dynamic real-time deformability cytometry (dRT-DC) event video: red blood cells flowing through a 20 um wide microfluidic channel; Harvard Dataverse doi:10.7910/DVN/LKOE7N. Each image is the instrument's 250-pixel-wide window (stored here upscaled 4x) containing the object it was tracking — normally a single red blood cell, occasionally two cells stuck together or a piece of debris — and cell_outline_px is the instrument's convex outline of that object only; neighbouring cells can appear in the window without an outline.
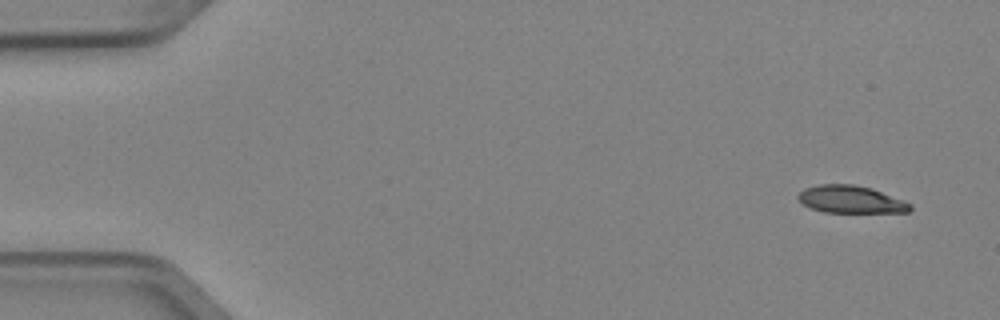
{"species": "Egyptian fruit bat (a non-hibernating species)", "species_latin": "Rousettus aegyptiacus", "temperature_condition": "cold", "stored_images_in_passage": 5, "camera_frame_rate_fps": 3000, "um_per_image_px": 0.085, "animal": {"sex": "female"}, "frame": {"image": 1, "passage_image": 1, "time_ms": 0.0, "image_size_px": [1000, 320], "cell_outline_px": [[912, 208], [908, 212], [824, 212], [812, 208], [804, 204], [796, 196], [804, 188], [820, 184], [852, 184], [872, 188], [904, 200], [912, 204]], "centroid_in_image_um": [72.34, 16.94], "position_along_channel_um": 12.7, "area_um2": 17.86}}
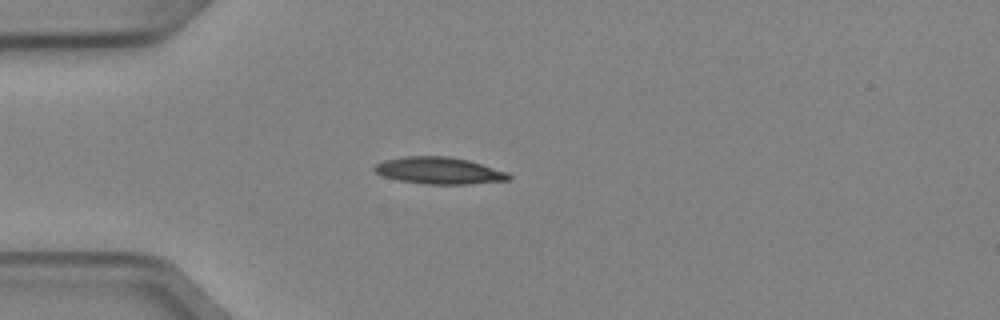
{"frame": {"image": 2, "passage_image": 4, "time_ms": 1.0, "image_size_px": [1000, 320], "cell_outline_px": [[512, 176], [508, 180], [468, 184], [424, 184], [400, 180], [384, 176], [376, 172], [372, 168], [376, 164], [384, 160], [408, 156], [448, 156], [468, 160], [508, 172]], "centroid_in_image_um": [37.33, 14.5], "position_along_channel_um": 47.7, "area_um2": 20.87}}